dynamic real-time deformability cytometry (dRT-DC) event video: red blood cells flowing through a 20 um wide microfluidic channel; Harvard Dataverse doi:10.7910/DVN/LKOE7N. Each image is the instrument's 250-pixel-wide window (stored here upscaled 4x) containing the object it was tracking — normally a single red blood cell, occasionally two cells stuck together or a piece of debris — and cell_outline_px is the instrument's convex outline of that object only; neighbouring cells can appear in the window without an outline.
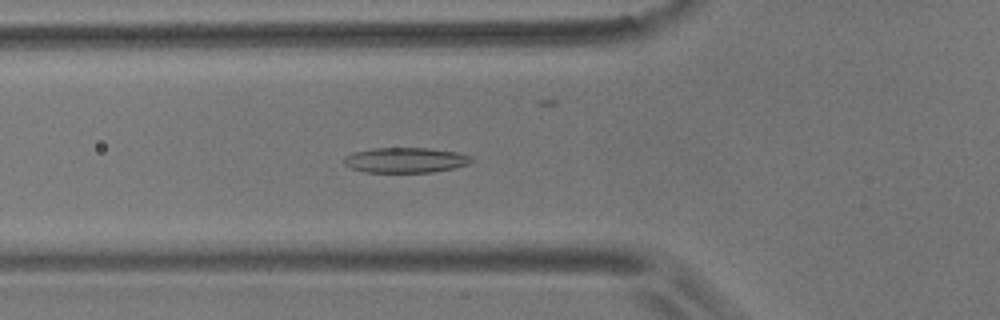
{"species": "common noctule bat (a hibernating species)", "species_latin": "Nyctalus noctula", "temperature_condition": "room temperature", "stored_images_in_passage": 19, "camera_frame_rate_fps": 3000, "um_per_image_px": 0.085, "animal": {"sex": "male", "body_mass_g": 17.9}, "frame": {"image": 1, "passage_image": 9, "time_ms": 2.667, "image_size_px": [1000, 320], "cell_outline_px": [[476, 160], [468, 164], [452, 168], [432, 172], [368, 172], [352, 168], [344, 164], [344, 156], [352, 152], [372, 148], [428, 148], [456, 152], [472, 156]], "centroid_in_image_um": [34.48, 13.6], "position_along_channel_um": 91.3, "area_um2": 18.73}}
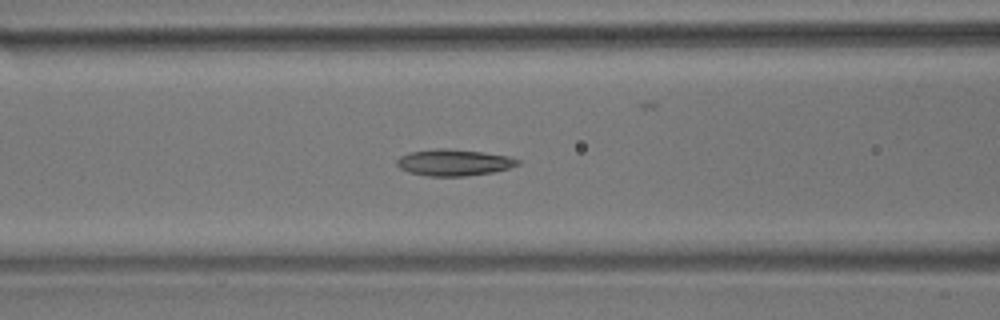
{"frame": {"image": 2, "passage_image": 12, "time_ms": 3.667, "image_size_px": [1000, 320], "cell_outline_px": [[520, 164], [508, 168], [492, 172], [464, 176], [428, 176], [408, 172], [400, 168], [396, 164], [396, 160], [400, 156], [408, 152], [436, 148], [448, 148], [480, 152], [508, 156], [520, 160]], "centroid_in_image_um": [38.53, 13.81], "position_along_channel_um": 128.1, "area_um2": 18.61}}
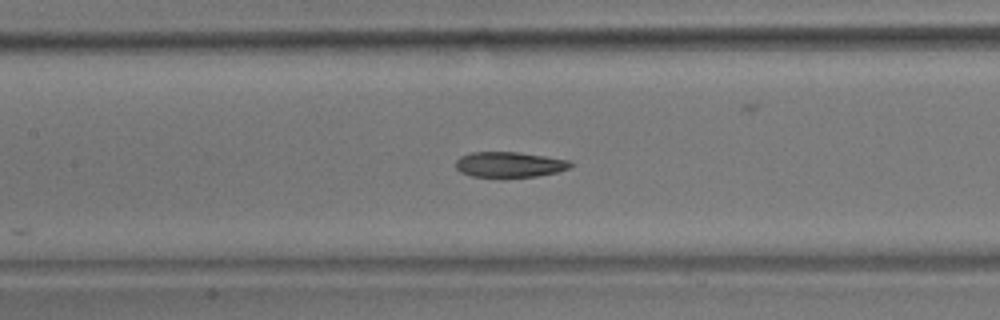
{"frame": {"image": 3, "passage_image": 15, "time_ms": 4.667, "image_size_px": [1000, 320], "cell_outline_px": [[572, 164], [568, 168], [556, 172], [536, 176], [500, 180], [472, 176], [460, 172], [456, 168], [456, 160], [460, 156], [472, 152], [520, 152], [568, 160]], "centroid_in_image_um": [43.23, 14.03], "position_along_channel_um": 164.2, "area_um2": 17.57}}